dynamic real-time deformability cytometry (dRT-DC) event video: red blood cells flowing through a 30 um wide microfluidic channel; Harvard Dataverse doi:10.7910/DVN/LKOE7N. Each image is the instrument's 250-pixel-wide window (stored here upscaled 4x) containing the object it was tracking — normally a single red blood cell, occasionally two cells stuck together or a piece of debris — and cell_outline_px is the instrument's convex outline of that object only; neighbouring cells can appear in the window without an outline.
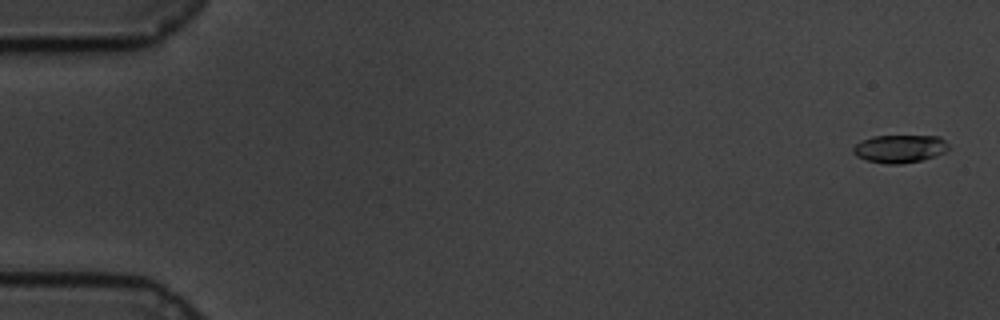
{"species": "common noctule bat (a hibernating species)", "species_latin": "Nyctalus noctula", "temperature_condition": "cold", "stored_images_in_passage": 60, "camera_frame_rate_fps": 3000, "um_per_image_px": 0.085, "animal": {"sex": "male", "body_mass_g": 19.5, "forearm_length_mm": 54.6}, "frame": {"image": 1, "passage_image": 2, "time_ms": 0.333, "image_size_px": [1000, 320], "cell_outline_px": [[948, 148], [944, 152], [936, 156], [920, 160], [900, 164], [888, 164], [864, 160], [856, 156], [852, 152], [852, 148], [860, 140], [872, 136], [940, 136], [948, 144]], "centroid_in_image_um": [76.43, 12.64], "position_along_channel_um": 8.6, "area_um2": 15.61}}
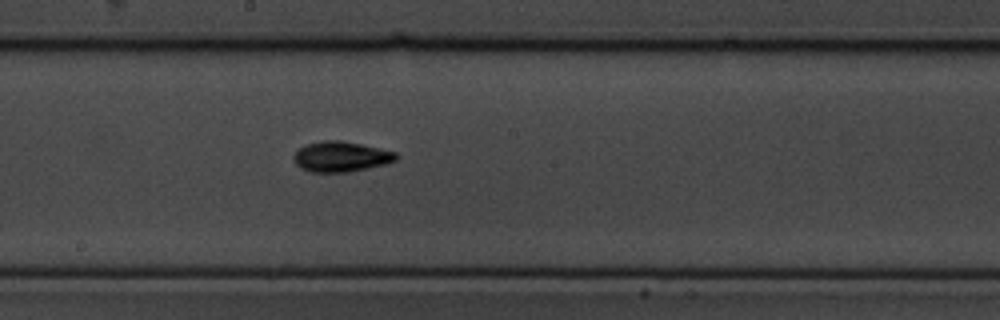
{"frame": {"image": 2, "passage_image": 33, "time_ms": 10.667, "image_size_px": [1000, 320], "cell_outline_px": [[396, 160], [384, 164], [368, 168], [348, 172], [312, 172], [300, 168], [296, 164], [292, 156], [304, 144], [324, 140], [340, 140], [360, 144], [396, 152]], "centroid_in_image_um": [28.93, 13.31], "position_along_channel_um": 219.3, "area_um2": 17.98}}
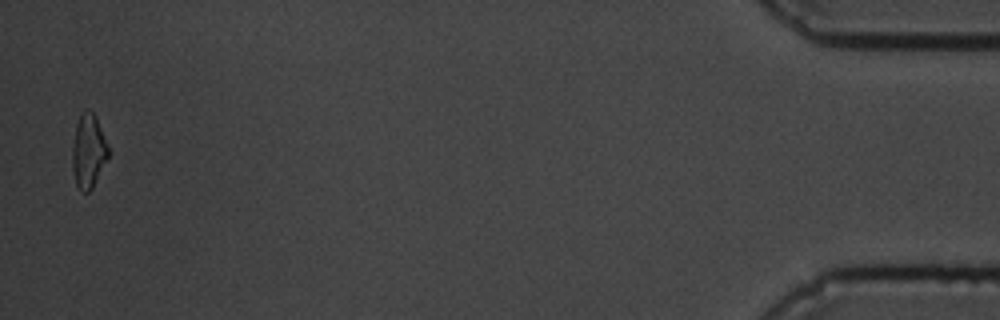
{"frame": {"image": 3, "passage_image": 59, "time_ms": 19.333, "image_size_px": [1000, 320], "cell_outline_px": [[112, 152], [92, 188], [88, 192], [80, 192], [76, 184], [72, 168], [72, 148], [76, 124], [80, 112], [84, 108], [88, 108], [96, 116]], "centroid_in_image_um": [7.54, 12.81], "position_along_channel_um": 427.7, "area_um2": 16.07}, "authors_computed_cell_mechanics": {"area_um2": 16.4152, "velocity_mm_per_s": 3.4027, "shape_relaxation_time_tau1_ms": 3.1788, "shape_relaxation_time_tau2_ms": 5.0987, "deformation_change_tau1": 0.1281, "deformation_change_tau2": 0.1064}}